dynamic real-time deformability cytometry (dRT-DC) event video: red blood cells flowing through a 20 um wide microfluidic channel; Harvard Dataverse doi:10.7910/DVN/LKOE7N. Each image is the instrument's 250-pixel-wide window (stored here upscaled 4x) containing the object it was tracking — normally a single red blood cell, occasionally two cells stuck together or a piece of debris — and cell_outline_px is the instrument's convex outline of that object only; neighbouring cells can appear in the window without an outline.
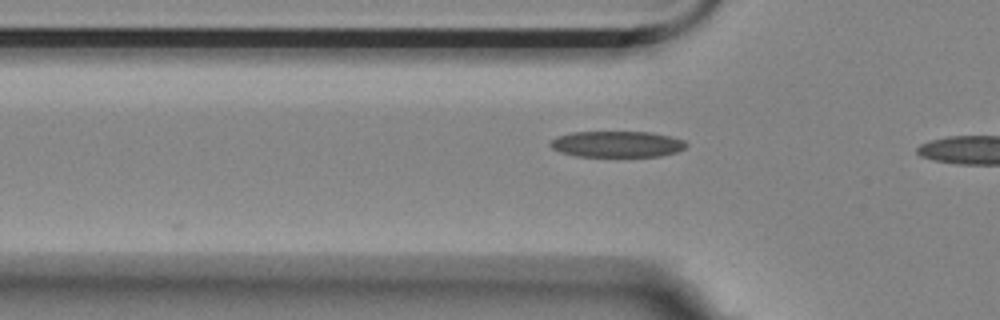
{"species": "Egyptian fruit bat (a non-hibernating species)", "species_latin": "Rousettus aegyptiacus", "temperature_condition": "room temperature", "stored_images_in_passage": 10, "camera_frame_rate_fps": 3000, "um_per_image_px": 0.085, "animal": {"sex": "female"}, "frame": {"image": 1, "passage_image": 3, "time_ms": 0.667, "image_size_px": [1000, 320], "cell_outline_px": [[688, 144], [684, 148], [676, 152], [660, 156], [576, 156], [560, 152], [552, 148], [548, 144], [556, 136], [572, 132], [652, 132], [684, 140]], "centroid_in_image_um": [52.42, 12.25], "position_along_channel_um": 73.4, "area_um2": 20.63}}
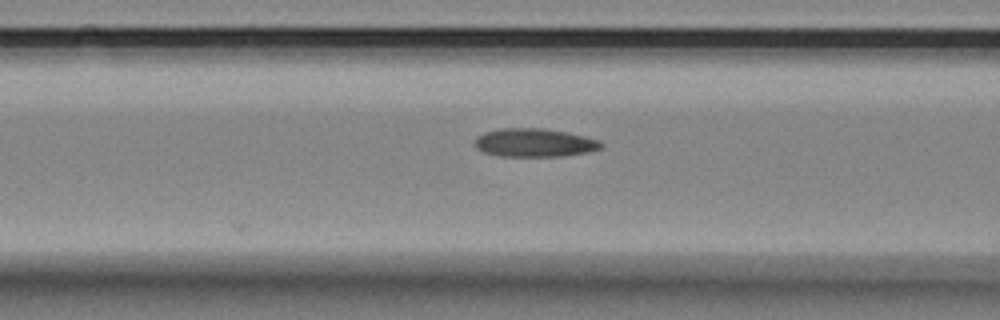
{"frame": {"image": 2, "passage_image": 7, "time_ms": 2.0, "image_size_px": [1000, 320], "cell_outline_px": [[604, 144], [600, 148], [588, 152], [564, 156], [500, 156], [484, 152], [476, 148], [476, 136], [484, 132], [500, 128], [544, 128], [568, 132], [600, 140]], "centroid_in_image_um": [45.44, 12.12], "position_along_channel_um": 121.2, "area_um2": 20.98}}
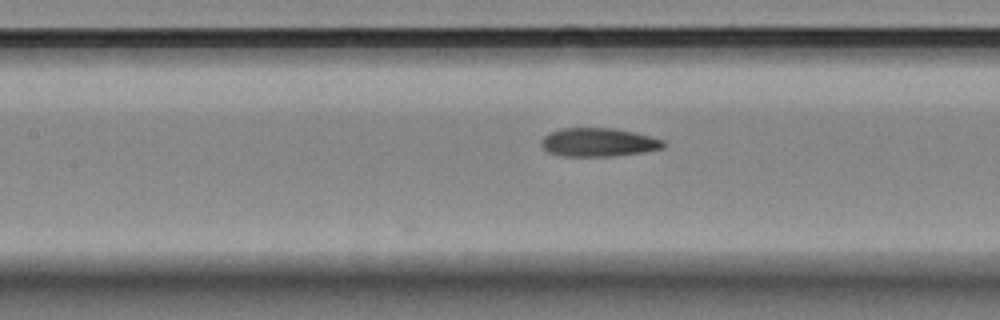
{"frame": {"image": 3, "passage_image": 10, "time_ms": 3.0, "image_size_px": [1000, 320], "cell_outline_px": [[664, 148], [644, 152], [616, 156], [560, 156], [548, 152], [540, 144], [540, 140], [544, 136], [560, 128], [616, 128], [664, 140]], "centroid_in_image_um": [50.85, 12.1], "position_along_channel_um": 156.6, "area_um2": 20.35}}